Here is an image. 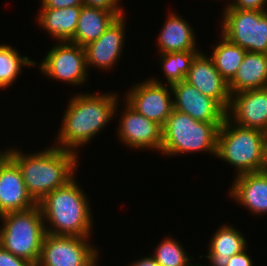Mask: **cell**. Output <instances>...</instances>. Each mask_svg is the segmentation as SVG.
<instances>
[{"label": "cell", "mask_w": 267, "mask_h": 266, "mask_svg": "<svg viewBox=\"0 0 267 266\" xmlns=\"http://www.w3.org/2000/svg\"><path fill=\"white\" fill-rule=\"evenodd\" d=\"M119 93H79L69 98L55 146L78 153L116 117ZM110 120V121H109ZM77 151V152H76Z\"/></svg>", "instance_id": "6da1fadb"}, {"label": "cell", "mask_w": 267, "mask_h": 266, "mask_svg": "<svg viewBox=\"0 0 267 266\" xmlns=\"http://www.w3.org/2000/svg\"><path fill=\"white\" fill-rule=\"evenodd\" d=\"M53 146L36 153H24L16 147L5 150L18 165L25 186L37 203L65 185L75 176V170L78 171L77 153Z\"/></svg>", "instance_id": "7a4b0ae2"}, {"label": "cell", "mask_w": 267, "mask_h": 266, "mask_svg": "<svg viewBox=\"0 0 267 266\" xmlns=\"http://www.w3.org/2000/svg\"><path fill=\"white\" fill-rule=\"evenodd\" d=\"M75 179L74 176L38 202L49 234L76 237H90L92 234V207Z\"/></svg>", "instance_id": "3957f363"}, {"label": "cell", "mask_w": 267, "mask_h": 266, "mask_svg": "<svg viewBox=\"0 0 267 266\" xmlns=\"http://www.w3.org/2000/svg\"><path fill=\"white\" fill-rule=\"evenodd\" d=\"M267 133L238 126L227 117L219 128L215 158L235 167V176L262 171L266 164Z\"/></svg>", "instance_id": "277c9868"}, {"label": "cell", "mask_w": 267, "mask_h": 266, "mask_svg": "<svg viewBox=\"0 0 267 266\" xmlns=\"http://www.w3.org/2000/svg\"><path fill=\"white\" fill-rule=\"evenodd\" d=\"M221 125L198 121L173 109L162 127L160 153L170 157L204 151L215 157Z\"/></svg>", "instance_id": "5b68a950"}, {"label": "cell", "mask_w": 267, "mask_h": 266, "mask_svg": "<svg viewBox=\"0 0 267 266\" xmlns=\"http://www.w3.org/2000/svg\"><path fill=\"white\" fill-rule=\"evenodd\" d=\"M0 246L13 255L37 265L46 234L39 205L0 216Z\"/></svg>", "instance_id": "8992f818"}, {"label": "cell", "mask_w": 267, "mask_h": 266, "mask_svg": "<svg viewBox=\"0 0 267 266\" xmlns=\"http://www.w3.org/2000/svg\"><path fill=\"white\" fill-rule=\"evenodd\" d=\"M221 34L248 52L267 54V11L224 9Z\"/></svg>", "instance_id": "52a82bcc"}, {"label": "cell", "mask_w": 267, "mask_h": 266, "mask_svg": "<svg viewBox=\"0 0 267 266\" xmlns=\"http://www.w3.org/2000/svg\"><path fill=\"white\" fill-rule=\"evenodd\" d=\"M98 251L89 242V237L53 235L46 232L36 266H98Z\"/></svg>", "instance_id": "ba28073f"}, {"label": "cell", "mask_w": 267, "mask_h": 266, "mask_svg": "<svg viewBox=\"0 0 267 266\" xmlns=\"http://www.w3.org/2000/svg\"><path fill=\"white\" fill-rule=\"evenodd\" d=\"M39 70L46 78L78 87L83 85L89 75L84 47L69 41H58L46 53Z\"/></svg>", "instance_id": "9c48e42d"}, {"label": "cell", "mask_w": 267, "mask_h": 266, "mask_svg": "<svg viewBox=\"0 0 267 266\" xmlns=\"http://www.w3.org/2000/svg\"><path fill=\"white\" fill-rule=\"evenodd\" d=\"M132 85L122 99L136 112L164 126L174 109L171 85L155 77ZM168 86V87H167Z\"/></svg>", "instance_id": "30bf717a"}, {"label": "cell", "mask_w": 267, "mask_h": 266, "mask_svg": "<svg viewBox=\"0 0 267 266\" xmlns=\"http://www.w3.org/2000/svg\"><path fill=\"white\" fill-rule=\"evenodd\" d=\"M124 103L117 125V138L128 149H150L159 153L162 146V126L136 112L125 101Z\"/></svg>", "instance_id": "8fae6325"}, {"label": "cell", "mask_w": 267, "mask_h": 266, "mask_svg": "<svg viewBox=\"0 0 267 266\" xmlns=\"http://www.w3.org/2000/svg\"><path fill=\"white\" fill-rule=\"evenodd\" d=\"M174 109L193 119L207 123L223 124L226 110L214 99L202 94L186 81L171 85Z\"/></svg>", "instance_id": "7c38bea8"}, {"label": "cell", "mask_w": 267, "mask_h": 266, "mask_svg": "<svg viewBox=\"0 0 267 266\" xmlns=\"http://www.w3.org/2000/svg\"><path fill=\"white\" fill-rule=\"evenodd\" d=\"M226 117L238 126L267 133V87L231 94Z\"/></svg>", "instance_id": "4fadbf2b"}, {"label": "cell", "mask_w": 267, "mask_h": 266, "mask_svg": "<svg viewBox=\"0 0 267 266\" xmlns=\"http://www.w3.org/2000/svg\"><path fill=\"white\" fill-rule=\"evenodd\" d=\"M125 17H118L96 41L84 47L88 71L89 66L110 71L117 65L125 44Z\"/></svg>", "instance_id": "5bb4252c"}, {"label": "cell", "mask_w": 267, "mask_h": 266, "mask_svg": "<svg viewBox=\"0 0 267 266\" xmlns=\"http://www.w3.org/2000/svg\"><path fill=\"white\" fill-rule=\"evenodd\" d=\"M184 81L216 100L227 111L231 97L228 82L220 75L213 60L206 53L199 51L195 55Z\"/></svg>", "instance_id": "9a60e30c"}, {"label": "cell", "mask_w": 267, "mask_h": 266, "mask_svg": "<svg viewBox=\"0 0 267 266\" xmlns=\"http://www.w3.org/2000/svg\"><path fill=\"white\" fill-rule=\"evenodd\" d=\"M38 203L29 194L18 165L5 153L0 159V216Z\"/></svg>", "instance_id": "2e32d148"}, {"label": "cell", "mask_w": 267, "mask_h": 266, "mask_svg": "<svg viewBox=\"0 0 267 266\" xmlns=\"http://www.w3.org/2000/svg\"><path fill=\"white\" fill-rule=\"evenodd\" d=\"M233 181L229 197L256 216L267 215V172L244 173Z\"/></svg>", "instance_id": "e0dca14e"}, {"label": "cell", "mask_w": 267, "mask_h": 266, "mask_svg": "<svg viewBox=\"0 0 267 266\" xmlns=\"http://www.w3.org/2000/svg\"><path fill=\"white\" fill-rule=\"evenodd\" d=\"M162 27L157 38L158 54L178 51H200L197 47L198 45H196L194 29L180 14L169 12Z\"/></svg>", "instance_id": "ac0fdd59"}, {"label": "cell", "mask_w": 267, "mask_h": 266, "mask_svg": "<svg viewBox=\"0 0 267 266\" xmlns=\"http://www.w3.org/2000/svg\"><path fill=\"white\" fill-rule=\"evenodd\" d=\"M208 243V255L206 258L210 265L205 266H227L231 256L238 254L248 247L246 237L242 232L228 223L218 227Z\"/></svg>", "instance_id": "d6986e66"}, {"label": "cell", "mask_w": 267, "mask_h": 266, "mask_svg": "<svg viewBox=\"0 0 267 266\" xmlns=\"http://www.w3.org/2000/svg\"><path fill=\"white\" fill-rule=\"evenodd\" d=\"M125 12H110L82 5L74 37L69 41L81 47L96 41Z\"/></svg>", "instance_id": "ffe728a7"}, {"label": "cell", "mask_w": 267, "mask_h": 266, "mask_svg": "<svg viewBox=\"0 0 267 266\" xmlns=\"http://www.w3.org/2000/svg\"><path fill=\"white\" fill-rule=\"evenodd\" d=\"M267 87V54L246 52L234 78L228 83L230 94Z\"/></svg>", "instance_id": "44dd1931"}, {"label": "cell", "mask_w": 267, "mask_h": 266, "mask_svg": "<svg viewBox=\"0 0 267 266\" xmlns=\"http://www.w3.org/2000/svg\"><path fill=\"white\" fill-rule=\"evenodd\" d=\"M81 8L82 6L40 8L36 22L56 41H70L74 37Z\"/></svg>", "instance_id": "7402d4cb"}, {"label": "cell", "mask_w": 267, "mask_h": 266, "mask_svg": "<svg viewBox=\"0 0 267 266\" xmlns=\"http://www.w3.org/2000/svg\"><path fill=\"white\" fill-rule=\"evenodd\" d=\"M219 37L221 40L216 46L213 45L212 54L209 56L220 75L229 83L236 75L247 51L230 42L222 34Z\"/></svg>", "instance_id": "603a6c76"}, {"label": "cell", "mask_w": 267, "mask_h": 266, "mask_svg": "<svg viewBox=\"0 0 267 266\" xmlns=\"http://www.w3.org/2000/svg\"><path fill=\"white\" fill-rule=\"evenodd\" d=\"M36 61L19 54L15 47L0 44V89L8 88L22 73V67L37 66Z\"/></svg>", "instance_id": "cb8c5ba5"}, {"label": "cell", "mask_w": 267, "mask_h": 266, "mask_svg": "<svg viewBox=\"0 0 267 266\" xmlns=\"http://www.w3.org/2000/svg\"><path fill=\"white\" fill-rule=\"evenodd\" d=\"M199 51H178L172 53L158 54L159 64L162 66L165 83L172 85L185 80L191 62Z\"/></svg>", "instance_id": "d4e9b609"}, {"label": "cell", "mask_w": 267, "mask_h": 266, "mask_svg": "<svg viewBox=\"0 0 267 266\" xmlns=\"http://www.w3.org/2000/svg\"><path fill=\"white\" fill-rule=\"evenodd\" d=\"M174 237H165L155 247L154 253L151 255L160 266H190L192 264L185 249Z\"/></svg>", "instance_id": "484cf974"}, {"label": "cell", "mask_w": 267, "mask_h": 266, "mask_svg": "<svg viewBox=\"0 0 267 266\" xmlns=\"http://www.w3.org/2000/svg\"><path fill=\"white\" fill-rule=\"evenodd\" d=\"M223 9L267 11V0H233L229 7Z\"/></svg>", "instance_id": "4316f807"}, {"label": "cell", "mask_w": 267, "mask_h": 266, "mask_svg": "<svg viewBox=\"0 0 267 266\" xmlns=\"http://www.w3.org/2000/svg\"><path fill=\"white\" fill-rule=\"evenodd\" d=\"M120 1L122 0H83V5L110 12H124Z\"/></svg>", "instance_id": "83f0119b"}, {"label": "cell", "mask_w": 267, "mask_h": 266, "mask_svg": "<svg viewBox=\"0 0 267 266\" xmlns=\"http://www.w3.org/2000/svg\"><path fill=\"white\" fill-rule=\"evenodd\" d=\"M0 266H35L30 261L17 257L0 246Z\"/></svg>", "instance_id": "f1b7e54d"}, {"label": "cell", "mask_w": 267, "mask_h": 266, "mask_svg": "<svg viewBox=\"0 0 267 266\" xmlns=\"http://www.w3.org/2000/svg\"><path fill=\"white\" fill-rule=\"evenodd\" d=\"M40 8H67L72 6H82L83 0H41Z\"/></svg>", "instance_id": "f546056e"}, {"label": "cell", "mask_w": 267, "mask_h": 266, "mask_svg": "<svg viewBox=\"0 0 267 266\" xmlns=\"http://www.w3.org/2000/svg\"><path fill=\"white\" fill-rule=\"evenodd\" d=\"M247 251L246 248L242 252L231 256L227 266H253L254 262H252V258Z\"/></svg>", "instance_id": "4dcf8cb0"}, {"label": "cell", "mask_w": 267, "mask_h": 266, "mask_svg": "<svg viewBox=\"0 0 267 266\" xmlns=\"http://www.w3.org/2000/svg\"><path fill=\"white\" fill-rule=\"evenodd\" d=\"M129 266H160L156 260L150 255L133 261Z\"/></svg>", "instance_id": "1f68e13d"}, {"label": "cell", "mask_w": 267, "mask_h": 266, "mask_svg": "<svg viewBox=\"0 0 267 266\" xmlns=\"http://www.w3.org/2000/svg\"><path fill=\"white\" fill-rule=\"evenodd\" d=\"M264 170L267 172V146H266V164Z\"/></svg>", "instance_id": "d6a6232c"}, {"label": "cell", "mask_w": 267, "mask_h": 266, "mask_svg": "<svg viewBox=\"0 0 267 266\" xmlns=\"http://www.w3.org/2000/svg\"><path fill=\"white\" fill-rule=\"evenodd\" d=\"M6 153V151L0 150V159L3 157V155Z\"/></svg>", "instance_id": "836d02e7"}, {"label": "cell", "mask_w": 267, "mask_h": 266, "mask_svg": "<svg viewBox=\"0 0 267 266\" xmlns=\"http://www.w3.org/2000/svg\"><path fill=\"white\" fill-rule=\"evenodd\" d=\"M227 1H228V2L231 1V2H229L228 4H226L224 8L229 7V6L231 5V3H232L233 0H227Z\"/></svg>", "instance_id": "e575fe53"}, {"label": "cell", "mask_w": 267, "mask_h": 266, "mask_svg": "<svg viewBox=\"0 0 267 266\" xmlns=\"http://www.w3.org/2000/svg\"><path fill=\"white\" fill-rule=\"evenodd\" d=\"M190 266H201V265H198V264H194V263H192ZM203 266V265H202ZM205 266V265H204Z\"/></svg>", "instance_id": "d590c367"}]
</instances>
